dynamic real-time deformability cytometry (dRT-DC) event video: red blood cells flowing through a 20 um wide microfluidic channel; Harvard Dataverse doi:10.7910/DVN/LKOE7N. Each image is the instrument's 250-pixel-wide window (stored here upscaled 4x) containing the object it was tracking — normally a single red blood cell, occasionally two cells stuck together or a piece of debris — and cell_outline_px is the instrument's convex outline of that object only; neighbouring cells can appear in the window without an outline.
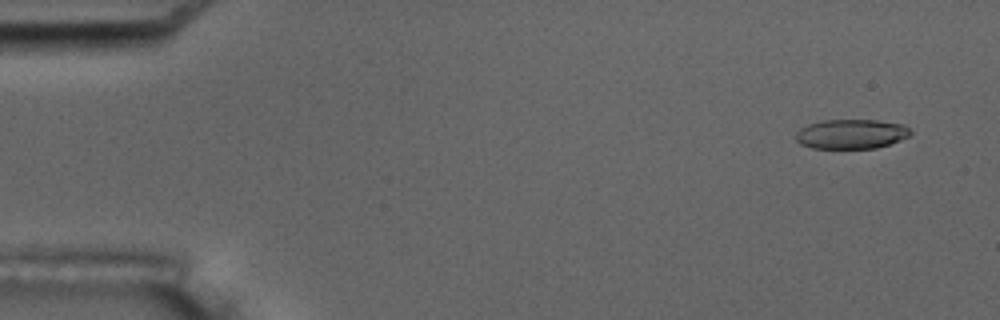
{"species": "common noctule bat (a hibernating species)", "species_latin": "Nyctalus noctula", "temperature_condition": "room temperature", "stored_images_in_passage": 5, "camera_frame_rate_fps": 3000, "um_per_image_px": 0.085, "animal": {"sex": "male", "body_mass_g": 17.5, "forearm_length_mm": 52.3}, "frame": {"image": 1, "passage_image": 1, "time_ms": 0.0, "image_size_px": [1000, 320], "cell_outline_px": [[912, 132], [908, 136], [900, 140], [876, 148], [812, 148], [800, 144], [796, 140], [796, 132], [800, 128], [808, 124], [820, 120], [876, 120], [904, 124]], "centroid_in_image_um": [72.33, 11.38], "position_along_channel_um": 12.7, "area_um2": 19.77}}